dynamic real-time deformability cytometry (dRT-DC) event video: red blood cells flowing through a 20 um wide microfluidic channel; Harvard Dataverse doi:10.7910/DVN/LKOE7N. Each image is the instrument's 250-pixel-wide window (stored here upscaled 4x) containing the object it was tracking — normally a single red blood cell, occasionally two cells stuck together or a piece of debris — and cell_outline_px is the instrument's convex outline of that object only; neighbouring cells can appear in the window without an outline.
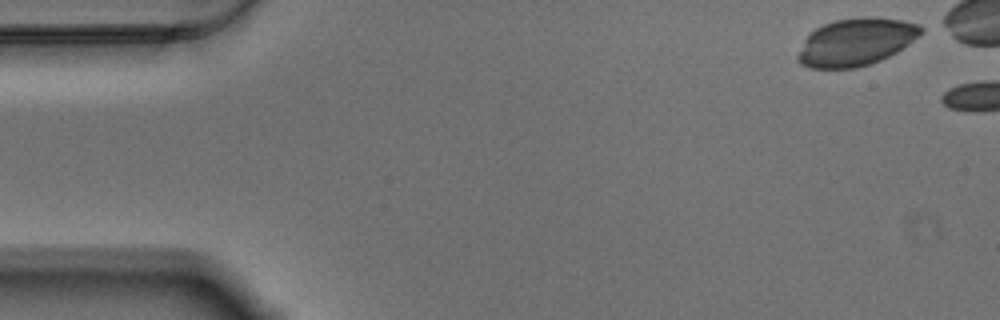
{"species": "Egyptian fruit bat (a non-hibernating species)", "species_latin": "Rousettus aegyptiacus", "temperature_condition": "warm", "stored_images_in_passage": 5, "camera_frame_rate_fps": 3000, "um_per_image_px": 0.085, "animal": {"sex": "male"}, "frame": {"image": 1, "passage_image": 1, "time_ms": 0.0, "image_size_px": [1000, 320], "cell_outline_px": [[924, 32], [908, 44], [896, 52], [880, 60], [856, 68], [808, 68], [800, 64], [796, 60], [796, 56], [804, 40], [816, 28], [824, 24], [836, 20], [860, 16], [872, 16], [900, 20], [920, 24], [924, 28]], "centroid_in_image_um": [72.75, 3.56], "position_along_channel_um": 12.2, "area_um2": 34.1}}